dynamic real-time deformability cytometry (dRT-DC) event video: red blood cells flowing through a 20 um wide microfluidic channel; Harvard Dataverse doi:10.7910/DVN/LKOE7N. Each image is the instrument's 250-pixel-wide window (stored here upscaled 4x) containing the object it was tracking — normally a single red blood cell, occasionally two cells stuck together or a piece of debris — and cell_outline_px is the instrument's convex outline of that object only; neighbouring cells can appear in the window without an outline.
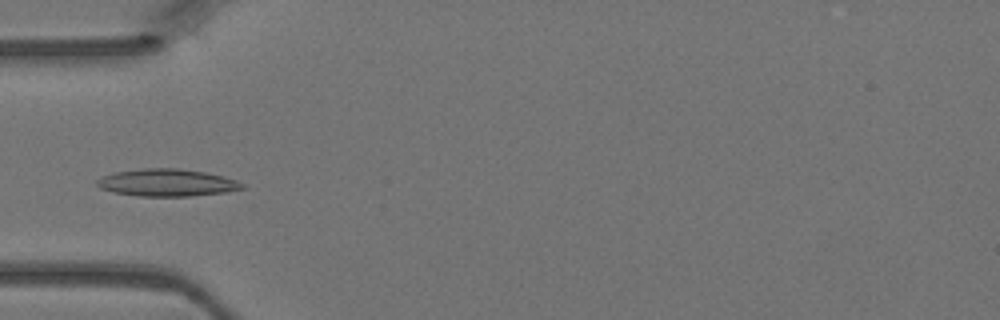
{"species": "Egyptian fruit bat (a non-hibernating species)", "species_latin": "Rousettus aegyptiacus", "temperature_condition": "warm", "stored_images_in_passage": 5, "camera_frame_rate_fps": 3000, "um_per_image_px": 0.085, "animal": {"sex": "female"}, "frame": {"image": 1, "passage_image": 4, "time_ms": 1.0, "image_size_px": [1000, 320], "cell_outline_px": [[244, 188], [224, 192], [192, 196], [136, 196], [112, 192], [100, 188], [96, 184], [96, 180], [104, 176], [116, 172], [144, 168], [180, 168], [204, 172], [224, 176], [236, 180], [244, 184]], "centroid_in_image_um": [14.19, 15.53], "position_along_channel_um": 70.8, "area_um2": 23.06}}
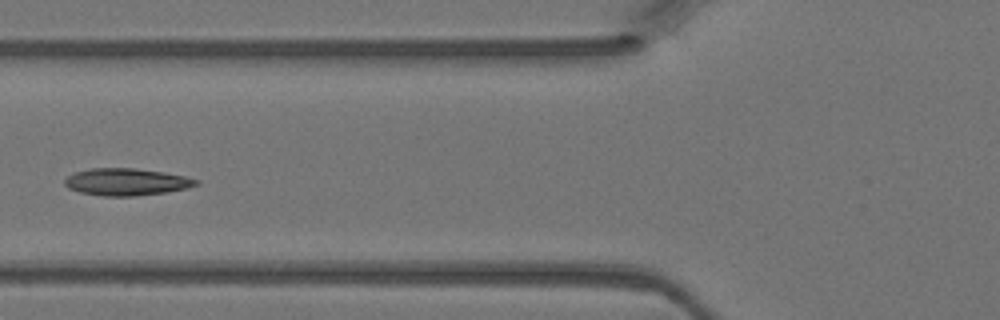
{"frame": {"image": 2, "passage_image": 5, "time_ms": 1.333, "image_size_px": [1000, 320], "cell_outline_px": [[200, 184], [188, 188], [168, 192], [136, 196], [104, 196], [80, 192], [68, 188], [64, 184], [64, 180], [68, 176], [76, 172], [92, 168], [136, 168], [164, 172], [184, 176], [200, 180]], "centroid_in_image_um": [10.79, 15.46], "position_along_channel_um": 115.0, "area_um2": 20.87}}